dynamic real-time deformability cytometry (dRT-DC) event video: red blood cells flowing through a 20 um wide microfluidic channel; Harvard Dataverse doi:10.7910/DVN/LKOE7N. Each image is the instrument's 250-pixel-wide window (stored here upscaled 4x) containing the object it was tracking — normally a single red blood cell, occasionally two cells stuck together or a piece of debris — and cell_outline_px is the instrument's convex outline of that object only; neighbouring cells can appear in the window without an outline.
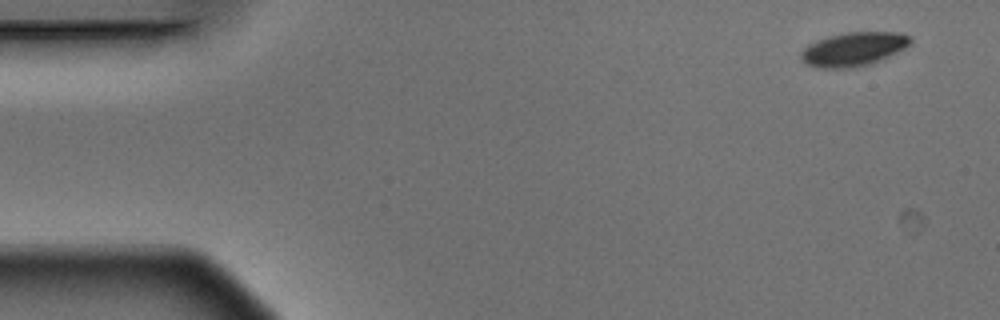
{"species": "Egyptian fruit bat (a non-hibernating species)", "species_latin": "Rousettus aegyptiacus", "temperature_condition": "warm", "stored_images_in_passage": 6, "camera_frame_rate_fps": 3000, "um_per_image_px": 0.085, "animal": {"sex": "male"}, "frame": {"image": 1, "passage_image": 1, "time_ms": 0.0, "image_size_px": [1000, 320], "cell_outline_px": [[912, 40], [904, 48], [888, 56], [868, 64], [848, 68], [816, 68], [804, 64], [800, 60], [800, 52], [808, 44], [816, 40], [848, 32], [900, 32], [912, 36]], "centroid_in_image_um": [72.5, 4.18], "position_along_channel_um": 12.5, "area_um2": 21.5}}
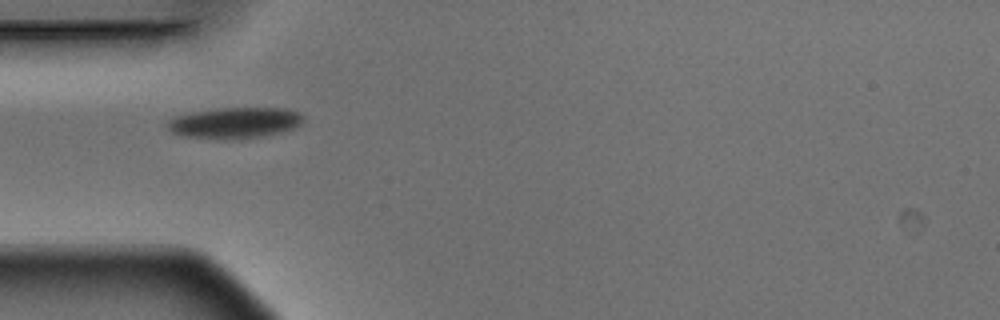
{"frame": {"image": 2, "passage_image": 5, "time_ms": 1.333, "image_size_px": [1000, 320], "cell_outline_px": [[304, 120], [300, 124], [292, 128], [280, 132], [260, 136], [224, 140], [180, 136], [172, 132], [168, 128], [168, 120], [176, 116], [188, 112], [220, 108], [284, 108], [300, 112], [304, 116]], "centroid_in_image_um": [19.92, 10.43], "position_along_channel_um": 65.1, "area_um2": 24.62}}
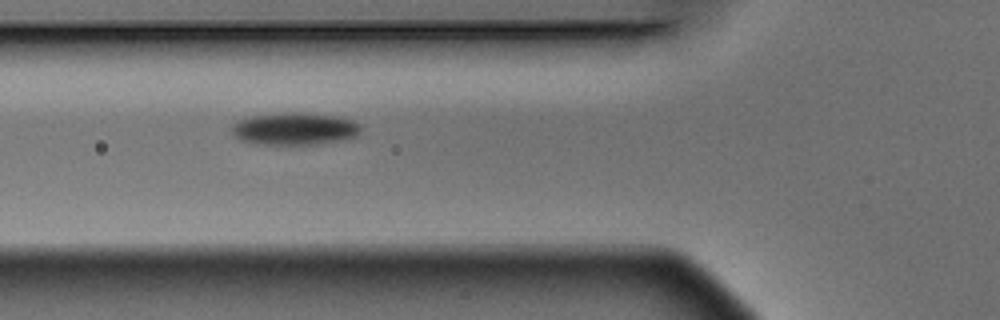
{"frame": {"image": 3, "passage_image": 6, "time_ms": 1.667, "image_size_px": [1000, 320], "cell_outline_px": [[360, 128], [356, 136], [340, 140], [316, 144], [256, 144], [240, 140], [232, 132], [232, 128], [240, 120], [252, 116], [284, 112], [300, 112], [340, 116], [352, 120], [360, 124]], "centroid_in_image_um": [25.07, 10.93], "position_along_channel_um": 100.7, "area_um2": 24.16}}